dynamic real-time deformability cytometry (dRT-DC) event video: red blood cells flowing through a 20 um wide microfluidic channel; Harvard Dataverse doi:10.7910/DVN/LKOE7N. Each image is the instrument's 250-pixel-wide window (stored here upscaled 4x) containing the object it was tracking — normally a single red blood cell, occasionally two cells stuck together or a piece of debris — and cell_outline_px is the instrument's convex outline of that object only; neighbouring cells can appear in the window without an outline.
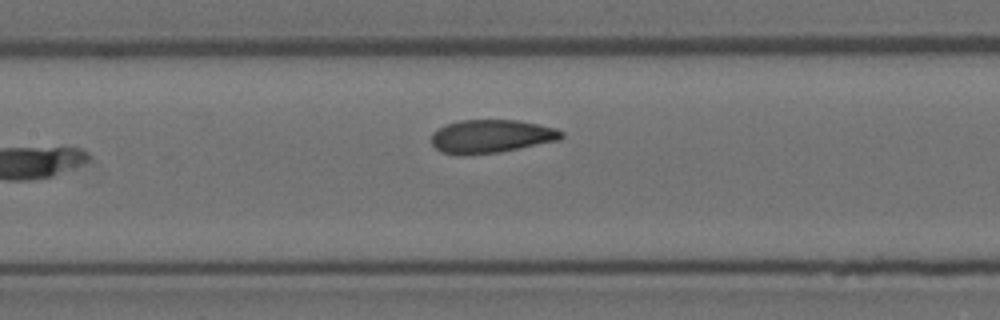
{"species": "Egyptian fruit bat (a non-hibernating species)", "species_latin": "Rousettus aegyptiacus", "temperature_condition": "room temperature", "stored_images_in_passage": 5, "camera_frame_rate_fps": 3000, "um_per_image_px": 0.085, "animal": {"sex": "female"}, "frame": {"image": 1, "passage_image": 5, "time_ms": 1.333, "image_size_px": [1000, 320], "cell_outline_px": [[564, 136], [560, 140], [500, 152], [464, 156], [460, 156], [440, 152], [432, 144], [432, 132], [448, 124], [460, 120], [520, 120], [556, 128], [564, 132]], "centroid_in_image_um": [41.76, 11.6], "position_along_channel_um": 165.6, "area_um2": 25.49}}